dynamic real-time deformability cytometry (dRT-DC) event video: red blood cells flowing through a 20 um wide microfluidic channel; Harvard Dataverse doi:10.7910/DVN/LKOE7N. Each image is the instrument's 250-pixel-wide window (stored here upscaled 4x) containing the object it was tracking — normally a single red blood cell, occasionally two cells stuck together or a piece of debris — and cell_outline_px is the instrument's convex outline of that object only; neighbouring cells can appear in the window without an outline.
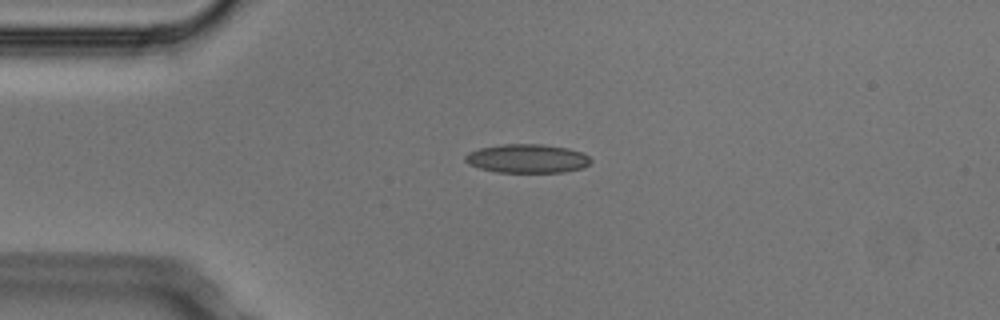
{"species": "Egyptian fruit bat (a non-hibernating species)", "species_latin": "Rousettus aegyptiacus", "temperature_condition": "cold", "stored_images_in_passage": 6, "camera_frame_rate_fps": 3000, "um_per_image_px": 0.085, "animal": {"sex": "male"}, "frame": {"image": 1, "passage_image": 2, "time_ms": 0.333, "image_size_px": [1000, 320], "cell_outline_px": [[592, 160], [584, 168], [564, 172], [496, 172], [480, 168], [468, 164], [464, 160], [464, 156], [468, 152], [480, 148], [504, 144], [544, 144], [568, 148], [584, 152]], "centroid_in_image_um": [44.83, 13.47], "position_along_channel_um": 40.2, "area_um2": 21.21}}
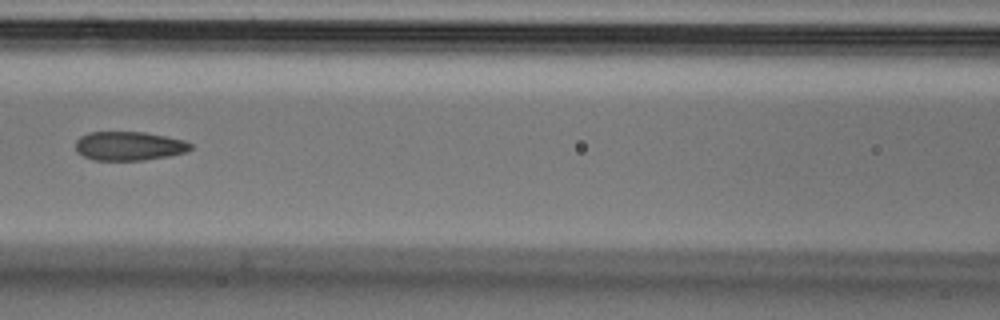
{"frame": {"image": 2, "passage_image": 5, "time_ms": 1.333, "image_size_px": [1000, 320], "cell_outline_px": [[192, 148], [188, 152], [168, 156], [144, 160], [92, 160], [76, 152], [76, 140], [80, 136], [88, 132], [144, 132], [184, 140], [192, 144]], "centroid_in_image_um": [10.96, 12.41], "position_along_channel_um": 155.6, "area_um2": 19.48}}
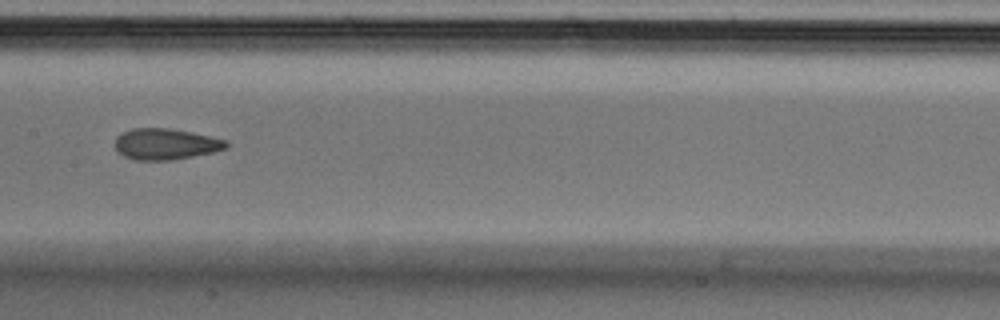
{"frame": {"image": 3, "passage_image": 6, "time_ms": 1.667, "image_size_px": [1000, 320], "cell_outline_px": [[228, 148], [212, 152], [172, 160], [136, 160], [124, 156], [116, 148], [116, 136], [120, 132], [132, 128], [168, 128], [228, 140]], "centroid_in_image_um": [14.06, 12.24], "position_along_channel_um": 193.3, "area_um2": 20.0}}